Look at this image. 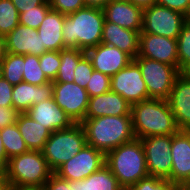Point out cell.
<instances>
[{"label": "cell", "mask_w": 190, "mask_h": 190, "mask_svg": "<svg viewBox=\"0 0 190 190\" xmlns=\"http://www.w3.org/2000/svg\"><path fill=\"white\" fill-rule=\"evenodd\" d=\"M105 17L102 9L84 7L65 15L62 30L64 49L88 50L101 43Z\"/></svg>", "instance_id": "obj_1"}, {"label": "cell", "mask_w": 190, "mask_h": 190, "mask_svg": "<svg viewBox=\"0 0 190 190\" xmlns=\"http://www.w3.org/2000/svg\"><path fill=\"white\" fill-rule=\"evenodd\" d=\"M86 142L105 155L135 139L131 115L85 118L81 123Z\"/></svg>", "instance_id": "obj_2"}, {"label": "cell", "mask_w": 190, "mask_h": 190, "mask_svg": "<svg viewBox=\"0 0 190 190\" xmlns=\"http://www.w3.org/2000/svg\"><path fill=\"white\" fill-rule=\"evenodd\" d=\"M131 117L136 139L173 135L179 130L168 100L149 98L133 104Z\"/></svg>", "instance_id": "obj_3"}, {"label": "cell", "mask_w": 190, "mask_h": 190, "mask_svg": "<svg viewBox=\"0 0 190 190\" xmlns=\"http://www.w3.org/2000/svg\"><path fill=\"white\" fill-rule=\"evenodd\" d=\"M105 165L124 190L147 177L148 170L141 139L135 138L109 151L105 155Z\"/></svg>", "instance_id": "obj_4"}, {"label": "cell", "mask_w": 190, "mask_h": 190, "mask_svg": "<svg viewBox=\"0 0 190 190\" xmlns=\"http://www.w3.org/2000/svg\"><path fill=\"white\" fill-rule=\"evenodd\" d=\"M53 173L42 151L29 150L9 159L2 179L17 189L43 188Z\"/></svg>", "instance_id": "obj_5"}, {"label": "cell", "mask_w": 190, "mask_h": 190, "mask_svg": "<svg viewBox=\"0 0 190 190\" xmlns=\"http://www.w3.org/2000/svg\"><path fill=\"white\" fill-rule=\"evenodd\" d=\"M87 144L84 128L75 123L69 128L54 131L45 143L42 153L50 169L55 172Z\"/></svg>", "instance_id": "obj_6"}, {"label": "cell", "mask_w": 190, "mask_h": 190, "mask_svg": "<svg viewBox=\"0 0 190 190\" xmlns=\"http://www.w3.org/2000/svg\"><path fill=\"white\" fill-rule=\"evenodd\" d=\"M142 73L148 91V99L168 100L176 77L181 73L176 66L144 57L133 59Z\"/></svg>", "instance_id": "obj_7"}, {"label": "cell", "mask_w": 190, "mask_h": 190, "mask_svg": "<svg viewBox=\"0 0 190 190\" xmlns=\"http://www.w3.org/2000/svg\"><path fill=\"white\" fill-rule=\"evenodd\" d=\"M187 19L185 15L178 11L153 4L143 9L142 31L140 33L177 39L183 23Z\"/></svg>", "instance_id": "obj_8"}, {"label": "cell", "mask_w": 190, "mask_h": 190, "mask_svg": "<svg viewBox=\"0 0 190 190\" xmlns=\"http://www.w3.org/2000/svg\"><path fill=\"white\" fill-rule=\"evenodd\" d=\"M148 175L168 179L172 169V135L150 136L141 139Z\"/></svg>", "instance_id": "obj_9"}, {"label": "cell", "mask_w": 190, "mask_h": 190, "mask_svg": "<svg viewBox=\"0 0 190 190\" xmlns=\"http://www.w3.org/2000/svg\"><path fill=\"white\" fill-rule=\"evenodd\" d=\"M104 165L105 154L86 144L79 153L63 163L54 173L68 181L83 180Z\"/></svg>", "instance_id": "obj_10"}, {"label": "cell", "mask_w": 190, "mask_h": 190, "mask_svg": "<svg viewBox=\"0 0 190 190\" xmlns=\"http://www.w3.org/2000/svg\"><path fill=\"white\" fill-rule=\"evenodd\" d=\"M111 91L121 95L131 105L148 99V91L139 65L132 60L111 77Z\"/></svg>", "instance_id": "obj_11"}, {"label": "cell", "mask_w": 190, "mask_h": 190, "mask_svg": "<svg viewBox=\"0 0 190 190\" xmlns=\"http://www.w3.org/2000/svg\"><path fill=\"white\" fill-rule=\"evenodd\" d=\"M53 98L74 123L85 119L89 102L86 89L74 82L53 83Z\"/></svg>", "instance_id": "obj_12"}, {"label": "cell", "mask_w": 190, "mask_h": 190, "mask_svg": "<svg viewBox=\"0 0 190 190\" xmlns=\"http://www.w3.org/2000/svg\"><path fill=\"white\" fill-rule=\"evenodd\" d=\"M136 57L149 58L179 69L177 39L140 33L139 53Z\"/></svg>", "instance_id": "obj_13"}, {"label": "cell", "mask_w": 190, "mask_h": 190, "mask_svg": "<svg viewBox=\"0 0 190 190\" xmlns=\"http://www.w3.org/2000/svg\"><path fill=\"white\" fill-rule=\"evenodd\" d=\"M85 54L90 59L94 70L110 77L122 68H125L133 60L124 51L104 43H100L96 47L86 50Z\"/></svg>", "instance_id": "obj_14"}, {"label": "cell", "mask_w": 190, "mask_h": 190, "mask_svg": "<svg viewBox=\"0 0 190 190\" xmlns=\"http://www.w3.org/2000/svg\"><path fill=\"white\" fill-rule=\"evenodd\" d=\"M172 183H190V130H178L172 135Z\"/></svg>", "instance_id": "obj_15"}, {"label": "cell", "mask_w": 190, "mask_h": 190, "mask_svg": "<svg viewBox=\"0 0 190 190\" xmlns=\"http://www.w3.org/2000/svg\"><path fill=\"white\" fill-rule=\"evenodd\" d=\"M168 103L178 129L190 130V72L176 77Z\"/></svg>", "instance_id": "obj_16"}, {"label": "cell", "mask_w": 190, "mask_h": 190, "mask_svg": "<svg viewBox=\"0 0 190 190\" xmlns=\"http://www.w3.org/2000/svg\"><path fill=\"white\" fill-rule=\"evenodd\" d=\"M5 40L8 53L41 56L44 52H47L44 45H42L37 29L20 23L5 36Z\"/></svg>", "instance_id": "obj_17"}, {"label": "cell", "mask_w": 190, "mask_h": 190, "mask_svg": "<svg viewBox=\"0 0 190 190\" xmlns=\"http://www.w3.org/2000/svg\"><path fill=\"white\" fill-rule=\"evenodd\" d=\"M106 21L125 29L142 31L143 8L124 1H109L102 9Z\"/></svg>", "instance_id": "obj_18"}, {"label": "cell", "mask_w": 190, "mask_h": 190, "mask_svg": "<svg viewBox=\"0 0 190 190\" xmlns=\"http://www.w3.org/2000/svg\"><path fill=\"white\" fill-rule=\"evenodd\" d=\"M26 114L51 132L66 129L75 124L65 111L56 104L54 98L31 106Z\"/></svg>", "instance_id": "obj_19"}, {"label": "cell", "mask_w": 190, "mask_h": 190, "mask_svg": "<svg viewBox=\"0 0 190 190\" xmlns=\"http://www.w3.org/2000/svg\"><path fill=\"white\" fill-rule=\"evenodd\" d=\"M131 106L121 95L110 90L101 95L89 97L85 118L131 115Z\"/></svg>", "instance_id": "obj_20"}, {"label": "cell", "mask_w": 190, "mask_h": 190, "mask_svg": "<svg viewBox=\"0 0 190 190\" xmlns=\"http://www.w3.org/2000/svg\"><path fill=\"white\" fill-rule=\"evenodd\" d=\"M52 98L53 81L43 85H33L22 81L12 90L13 107L19 113H26L31 106Z\"/></svg>", "instance_id": "obj_21"}, {"label": "cell", "mask_w": 190, "mask_h": 190, "mask_svg": "<svg viewBox=\"0 0 190 190\" xmlns=\"http://www.w3.org/2000/svg\"><path fill=\"white\" fill-rule=\"evenodd\" d=\"M139 42V32L125 29L105 20L101 43L117 47L134 59L139 53Z\"/></svg>", "instance_id": "obj_22"}, {"label": "cell", "mask_w": 190, "mask_h": 190, "mask_svg": "<svg viewBox=\"0 0 190 190\" xmlns=\"http://www.w3.org/2000/svg\"><path fill=\"white\" fill-rule=\"evenodd\" d=\"M65 15L50 9L37 29L42 45L47 51H60L64 49L62 30Z\"/></svg>", "instance_id": "obj_23"}, {"label": "cell", "mask_w": 190, "mask_h": 190, "mask_svg": "<svg viewBox=\"0 0 190 190\" xmlns=\"http://www.w3.org/2000/svg\"><path fill=\"white\" fill-rule=\"evenodd\" d=\"M16 124L29 150L42 151L51 131L26 113H19Z\"/></svg>", "instance_id": "obj_24"}, {"label": "cell", "mask_w": 190, "mask_h": 190, "mask_svg": "<svg viewBox=\"0 0 190 190\" xmlns=\"http://www.w3.org/2000/svg\"><path fill=\"white\" fill-rule=\"evenodd\" d=\"M76 190H124L111 170L104 165L83 180H76Z\"/></svg>", "instance_id": "obj_25"}, {"label": "cell", "mask_w": 190, "mask_h": 190, "mask_svg": "<svg viewBox=\"0 0 190 190\" xmlns=\"http://www.w3.org/2000/svg\"><path fill=\"white\" fill-rule=\"evenodd\" d=\"M85 51L81 49L66 48L60 50L61 64L53 83L74 82V70L78 62L85 56Z\"/></svg>", "instance_id": "obj_26"}, {"label": "cell", "mask_w": 190, "mask_h": 190, "mask_svg": "<svg viewBox=\"0 0 190 190\" xmlns=\"http://www.w3.org/2000/svg\"><path fill=\"white\" fill-rule=\"evenodd\" d=\"M1 139L9 159L29 151L16 123L1 129Z\"/></svg>", "instance_id": "obj_27"}, {"label": "cell", "mask_w": 190, "mask_h": 190, "mask_svg": "<svg viewBox=\"0 0 190 190\" xmlns=\"http://www.w3.org/2000/svg\"><path fill=\"white\" fill-rule=\"evenodd\" d=\"M23 55L6 53L2 59V77L13 86L23 81Z\"/></svg>", "instance_id": "obj_28"}, {"label": "cell", "mask_w": 190, "mask_h": 190, "mask_svg": "<svg viewBox=\"0 0 190 190\" xmlns=\"http://www.w3.org/2000/svg\"><path fill=\"white\" fill-rule=\"evenodd\" d=\"M23 81L33 85H43L49 82L40 67L39 56L23 55Z\"/></svg>", "instance_id": "obj_29"}, {"label": "cell", "mask_w": 190, "mask_h": 190, "mask_svg": "<svg viewBox=\"0 0 190 190\" xmlns=\"http://www.w3.org/2000/svg\"><path fill=\"white\" fill-rule=\"evenodd\" d=\"M177 51L180 72H190V18L182 25L177 38Z\"/></svg>", "instance_id": "obj_30"}, {"label": "cell", "mask_w": 190, "mask_h": 190, "mask_svg": "<svg viewBox=\"0 0 190 190\" xmlns=\"http://www.w3.org/2000/svg\"><path fill=\"white\" fill-rule=\"evenodd\" d=\"M19 24V12L11 0H0V35H8Z\"/></svg>", "instance_id": "obj_31"}, {"label": "cell", "mask_w": 190, "mask_h": 190, "mask_svg": "<svg viewBox=\"0 0 190 190\" xmlns=\"http://www.w3.org/2000/svg\"><path fill=\"white\" fill-rule=\"evenodd\" d=\"M50 9L49 1L46 0L42 5L20 13L19 23L33 29H38Z\"/></svg>", "instance_id": "obj_32"}, {"label": "cell", "mask_w": 190, "mask_h": 190, "mask_svg": "<svg viewBox=\"0 0 190 190\" xmlns=\"http://www.w3.org/2000/svg\"><path fill=\"white\" fill-rule=\"evenodd\" d=\"M40 67L49 81L56 79L60 64V51H47L39 56Z\"/></svg>", "instance_id": "obj_33"}, {"label": "cell", "mask_w": 190, "mask_h": 190, "mask_svg": "<svg viewBox=\"0 0 190 190\" xmlns=\"http://www.w3.org/2000/svg\"><path fill=\"white\" fill-rule=\"evenodd\" d=\"M111 77L93 70L92 76L87 83L86 91L89 97H94L106 93L111 90Z\"/></svg>", "instance_id": "obj_34"}, {"label": "cell", "mask_w": 190, "mask_h": 190, "mask_svg": "<svg viewBox=\"0 0 190 190\" xmlns=\"http://www.w3.org/2000/svg\"><path fill=\"white\" fill-rule=\"evenodd\" d=\"M175 184L168 179L148 175L127 190H174Z\"/></svg>", "instance_id": "obj_35"}, {"label": "cell", "mask_w": 190, "mask_h": 190, "mask_svg": "<svg viewBox=\"0 0 190 190\" xmlns=\"http://www.w3.org/2000/svg\"><path fill=\"white\" fill-rule=\"evenodd\" d=\"M94 68L90 59L85 55L79 62L74 70V83L86 89Z\"/></svg>", "instance_id": "obj_36"}, {"label": "cell", "mask_w": 190, "mask_h": 190, "mask_svg": "<svg viewBox=\"0 0 190 190\" xmlns=\"http://www.w3.org/2000/svg\"><path fill=\"white\" fill-rule=\"evenodd\" d=\"M51 9L63 15H69L85 6L84 0H48Z\"/></svg>", "instance_id": "obj_37"}, {"label": "cell", "mask_w": 190, "mask_h": 190, "mask_svg": "<svg viewBox=\"0 0 190 190\" xmlns=\"http://www.w3.org/2000/svg\"><path fill=\"white\" fill-rule=\"evenodd\" d=\"M44 190H76V180L68 181L53 173L44 184Z\"/></svg>", "instance_id": "obj_38"}, {"label": "cell", "mask_w": 190, "mask_h": 190, "mask_svg": "<svg viewBox=\"0 0 190 190\" xmlns=\"http://www.w3.org/2000/svg\"><path fill=\"white\" fill-rule=\"evenodd\" d=\"M155 4L178 11L190 18V0H156Z\"/></svg>", "instance_id": "obj_39"}, {"label": "cell", "mask_w": 190, "mask_h": 190, "mask_svg": "<svg viewBox=\"0 0 190 190\" xmlns=\"http://www.w3.org/2000/svg\"><path fill=\"white\" fill-rule=\"evenodd\" d=\"M19 112L13 106H0V129L16 123Z\"/></svg>", "instance_id": "obj_40"}, {"label": "cell", "mask_w": 190, "mask_h": 190, "mask_svg": "<svg viewBox=\"0 0 190 190\" xmlns=\"http://www.w3.org/2000/svg\"><path fill=\"white\" fill-rule=\"evenodd\" d=\"M13 85L10 84L5 78H0V106H13L12 103V90Z\"/></svg>", "instance_id": "obj_41"}, {"label": "cell", "mask_w": 190, "mask_h": 190, "mask_svg": "<svg viewBox=\"0 0 190 190\" xmlns=\"http://www.w3.org/2000/svg\"><path fill=\"white\" fill-rule=\"evenodd\" d=\"M46 0H11L13 5L18 10L19 14L26 12L38 5H42Z\"/></svg>", "instance_id": "obj_42"}, {"label": "cell", "mask_w": 190, "mask_h": 190, "mask_svg": "<svg viewBox=\"0 0 190 190\" xmlns=\"http://www.w3.org/2000/svg\"><path fill=\"white\" fill-rule=\"evenodd\" d=\"M9 158L6 155V151L1 139V129H0V169L3 171L7 164H8Z\"/></svg>", "instance_id": "obj_43"}, {"label": "cell", "mask_w": 190, "mask_h": 190, "mask_svg": "<svg viewBox=\"0 0 190 190\" xmlns=\"http://www.w3.org/2000/svg\"><path fill=\"white\" fill-rule=\"evenodd\" d=\"M111 0H84L86 7L103 9Z\"/></svg>", "instance_id": "obj_44"}, {"label": "cell", "mask_w": 190, "mask_h": 190, "mask_svg": "<svg viewBox=\"0 0 190 190\" xmlns=\"http://www.w3.org/2000/svg\"><path fill=\"white\" fill-rule=\"evenodd\" d=\"M131 2L144 9L155 4L156 0H131Z\"/></svg>", "instance_id": "obj_45"}, {"label": "cell", "mask_w": 190, "mask_h": 190, "mask_svg": "<svg viewBox=\"0 0 190 190\" xmlns=\"http://www.w3.org/2000/svg\"><path fill=\"white\" fill-rule=\"evenodd\" d=\"M6 40L4 36L0 35V60L3 59V57L6 55Z\"/></svg>", "instance_id": "obj_46"}, {"label": "cell", "mask_w": 190, "mask_h": 190, "mask_svg": "<svg viewBox=\"0 0 190 190\" xmlns=\"http://www.w3.org/2000/svg\"><path fill=\"white\" fill-rule=\"evenodd\" d=\"M0 190H17V188L13 184L2 179L0 180Z\"/></svg>", "instance_id": "obj_47"}, {"label": "cell", "mask_w": 190, "mask_h": 190, "mask_svg": "<svg viewBox=\"0 0 190 190\" xmlns=\"http://www.w3.org/2000/svg\"><path fill=\"white\" fill-rule=\"evenodd\" d=\"M174 190H190V183H177Z\"/></svg>", "instance_id": "obj_48"}, {"label": "cell", "mask_w": 190, "mask_h": 190, "mask_svg": "<svg viewBox=\"0 0 190 190\" xmlns=\"http://www.w3.org/2000/svg\"><path fill=\"white\" fill-rule=\"evenodd\" d=\"M17 190H44L43 188H24V189H17Z\"/></svg>", "instance_id": "obj_49"}, {"label": "cell", "mask_w": 190, "mask_h": 190, "mask_svg": "<svg viewBox=\"0 0 190 190\" xmlns=\"http://www.w3.org/2000/svg\"><path fill=\"white\" fill-rule=\"evenodd\" d=\"M2 77V60H0V78Z\"/></svg>", "instance_id": "obj_50"}, {"label": "cell", "mask_w": 190, "mask_h": 190, "mask_svg": "<svg viewBox=\"0 0 190 190\" xmlns=\"http://www.w3.org/2000/svg\"><path fill=\"white\" fill-rule=\"evenodd\" d=\"M114 1H124V2H131V0H114Z\"/></svg>", "instance_id": "obj_51"}, {"label": "cell", "mask_w": 190, "mask_h": 190, "mask_svg": "<svg viewBox=\"0 0 190 190\" xmlns=\"http://www.w3.org/2000/svg\"><path fill=\"white\" fill-rule=\"evenodd\" d=\"M0 180H2V170L0 169Z\"/></svg>", "instance_id": "obj_52"}]
</instances>
